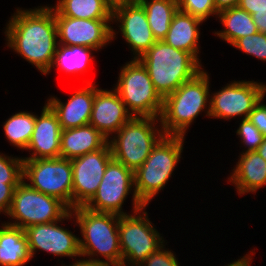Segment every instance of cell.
I'll list each match as a JSON object with an SVG mask.
<instances>
[{
    "label": "cell",
    "mask_w": 266,
    "mask_h": 266,
    "mask_svg": "<svg viewBox=\"0 0 266 266\" xmlns=\"http://www.w3.org/2000/svg\"><path fill=\"white\" fill-rule=\"evenodd\" d=\"M48 5L17 8L3 27L6 47L45 75L58 45L54 9Z\"/></svg>",
    "instance_id": "obj_1"
},
{
    "label": "cell",
    "mask_w": 266,
    "mask_h": 266,
    "mask_svg": "<svg viewBox=\"0 0 266 266\" xmlns=\"http://www.w3.org/2000/svg\"><path fill=\"white\" fill-rule=\"evenodd\" d=\"M210 85L209 73L204 69L163 99L160 122L165 135L185 137L203 112L210 119Z\"/></svg>",
    "instance_id": "obj_2"
},
{
    "label": "cell",
    "mask_w": 266,
    "mask_h": 266,
    "mask_svg": "<svg viewBox=\"0 0 266 266\" xmlns=\"http://www.w3.org/2000/svg\"><path fill=\"white\" fill-rule=\"evenodd\" d=\"M71 212L81 233L80 255L110 266L122 265L118 231L120 215L95 212L84 206L75 207Z\"/></svg>",
    "instance_id": "obj_3"
},
{
    "label": "cell",
    "mask_w": 266,
    "mask_h": 266,
    "mask_svg": "<svg viewBox=\"0 0 266 266\" xmlns=\"http://www.w3.org/2000/svg\"><path fill=\"white\" fill-rule=\"evenodd\" d=\"M139 60L163 99L204 69L191 53L176 49L163 40L156 41Z\"/></svg>",
    "instance_id": "obj_4"
},
{
    "label": "cell",
    "mask_w": 266,
    "mask_h": 266,
    "mask_svg": "<svg viewBox=\"0 0 266 266\" xmlns=\"http://www.w3.org/2000/svg\"><path fill=\"white\" fill-rule=\"evenodd\" d=\"M186 137L165 135L151 150L145 162L134 171L135 192L143 206L165 188L181 162Z\"/></svg>",
    "instance_id": "obj_5"
},
{
    "label": "cell",
    "mask_w": 266,
    "mask_h": 266,
    "mask_svg": "<svg viewBox=\"0 0 266 266\" xmlns=\"http://www.w3.org/2000/svg\"><path fill=\"white\" fill-rule=\"evenodd\" d=\"M164 136L160 118L132 117L108 143L113 159L136 171Z\"/></svg>",
    "instance_id": "obj_6"
},
{
    "label": "cell",
    "mask_w": 266,
    "mask_h": 266,
    "mask_svg": "<svg viewBox=\"0 0 266 266\" xmlns=\"http://www.w3.org/2000/svg\"><path fill=\"white\" fill-rule=\"evenodd\" d=\"M118 80L113 88L133 117L160 118L163 98L156 91L146 67L139 59L120 66Z\"/></svg>",
    "instance_id": "obj_7"
},
{
    "label": "cell",
    "mask_w": 266,
    "mask_h": 266,
    "mask_svg": "<svg viewBox=\"0 0 266 266\" xmlns=\"http://www.w3.org/2000/svg\"><path fill=\"white\" fill-rule=\"evenodd\" d=\"M147 206L119 217L118 231L123 266H139L167 240L150 221ZM162 235V236H161Z\"/></svg>",
    "instance_id": "obj_8"
},
{
    "label": "cell",
    "mask_w": 266,
    "mask_h": 266,
    "mask_svg": "<svg viewBox=\"0 0 266 266\" xmlns=\"http://www.w3.org/2000/svg\"><path fill=\"white\" fill-rule=\"evenodd\" d=\"M71 209L60 199L32 189L22 181L14 191L6 223L22 229L61 220Z\"/></svg>",
    "instance_id": "obj_9"
},
{
    "label": "cell",
    "mask_w": 266,
    "mask_h": 266,
    "mask_svg": "<svg viewBox=\"0 0 266 266\" xmlns=\"http://www.w3.org/2000/svg\"><path fill=\"white\" fill-rule=\"evenodd\" d=\"M132 195V210L135 212L143 207L135 192L134 171L122 163L112 159L104 172V176L93 197L84 207L95 212L130 214L122 208L128 195Z\"/></svg>",
    "instance_id": "obj_10"
},
{
    "label": "cell",
    "mask_w": 266,
    "mask_h": 266,
    "mask_svg": "<svg viewBox=\"0 0 266 266\" xmlns=\"http://www.w3.org/2000/svg\"><path fill=\"white\" fill-rule=\"evenodd\" d=\"M23 181L32 189L60 199L72 209L73 169L70 159H23Z\"/></svg>",
    "instance_id": "obj_11"
},
{
    "label": "cell",
    "mask_w": 266,
    "mask_h": 266,
    "mask_svg": "<svg viewBox=\"0 0 266 266\" xmlns=\"http://www.w3.org/2000/svg\"><path fill=\"white\" fill-rule=\"evenodd\" d=\"M266 96V84L254 80H233L210 93V118L230 120L247 118Z\"/></svg>",
    "instance_id": "obj_12"
},
{
    "label": "cell",
    "mask_w": 266,
    "mask_h": 266,
    "mask_svg": "<svg viewBox=\"0 0 266 266\" xmlns=\"http://www.w3.org/2000/svg\"><path fill=\"white\" fill-rule=\"evenodd\" d=\"M112 40L117 39L120 32L122 39L128 44L132 59H139L155 43L156 39L149 26L145 9L137 0H124L113 7ZM133 54V55H132Z\"/></svg>",
    "instance_id": "obj_13"
},
{
    "label": "cell",
    "mask_w": 266,
    "mask_h": 266,
    "mask_svg": "<svg viewBox=\"0 0 266 266\" xmlns=\"http://www.w3.org/2000/svg\"><path fill=\"white\" fill-rule=\"evenodd\" d=\"M73 219V220H71ZM74 221L71 210L56 222L29 226L25 229L28 248L33 259L37 251L51 253L53 256L80 258L79 237L69 228L63 227V221ZM62 225H61V224Z\"/></svg>",
    "instance_id": "obj_14"
},
{
    "label": "cell",
    "mask_w": 266,
    "mask_h": 266,
    "mask_svg": "<svg viewBox=\"0 0 266 266\" xmlns=\"http://www.w3.org/2000/svg\"><path fill=\"white\" fill-rule=\"evenodd\" d=\"M113 159L109 143L103 148L71 159L72 209L84 206L96 193L108 163Z\"/></svg>",
    "instance_id": "obj_15"
},
{
    "label": "cell",
    "mask_w": 266,
    "mask_h": 266,
    "mask_svg": "<svg viewBox=\"0 0 266 266\" xmlns=\"http://www.w3.org/2000/svg\"><path fill=\"white\" fill-rule=\"evenodd\" d=\"M58 44L84 46L98 52L111 44L112 20L78 19L55 16ZM107 45V46H106Z\"/></svg>",
    "instance_id": "obj_16"
},
{
    "label": "cell",
    "mask_w": 266,
    "mask_h": 266,
    "mask_svg": "<svg viewBox=\"0 0 266 266\" xmlns=\"http://www.w3.org/2000/svg\"><path fill=\"white\" fill-rule=\"evenodd\" d=\"M99 88L95 83V98L89 124L108 140L133 116L128 112L118 92Z\"/></svg>",
    "instance_id": "obj_17"
},
{
    "label": "cell",
    "mask_w": 266,
    "mask_h": 266,
    "mask_svg": "<svg viewBox=\"0 0 266 266\" xmlns=\"http://www.w3.org/2000/svg\"><path fill=\"white\" fill-rule=\"evenodd\" d=\"M84 82L85 86L75 90L65 102L52 95L46 100V104L57 115L61 129L89 124L95 98V82L89 80Z\"/></svg>",
    "instance_id": "obj_18"
},
{
    "label": "cell",
    "mask_w": 266,
    "mask_h": 266,
    "mask_svg": "<svg viewBox=\"0 0 266 266\" xmlns=\"http://www.w3.org/2000/svg\"><path fill=\"white\" fill-rule=\"evenodd\" d=\"M61 126L57 115L44 104L41 114H36L34 130L26 150L29 157L23 159H47L60 157Z\"/></svg>",
    "instance_id": "obj_19"
},
{
    "label": "cell",
    "mask_w": 266,
    "mask_h": 266,
    "mask_svg": "<svg viewBox=\"0 0 266 266\" xmlns=\"http://www.w3.org/2000/svg\"><path fill=\"white\" fill-rule=\"evenodd\" d=\"M238 161L227 176V184L234 185L237 195L256 194L266 186V160L256 151L240 153Z\"/></svg>",
    "instance_id": "obj_20"
},
{
    "label": "cell",
    "mask_w": 266,
    "mask_h": 266,
    "mask_svg": "<svg viewBox=\"0 0 266 266\" xmlns=\"http://www.w3.org/2000/svg\"><path fill=\"white\" fill-rule=\"evenodd\" d=\"M204 22L192 15L177 11L163 41L179 50L191 53L200 63V34Z\"/></svg>",
    "instance_id": "obj_21"
},
{
    "label": "cell",
    "mask_w": 266,
    "mask_h": 266,
    "mask_svg": "<svg viewBox=\"0 0 266 266\" xmlns=\"http://www.w3.org/2000/svg\"><path fill=\"white\" fill-rule=\"evenodd\" d=\"M108 143V139L94 126L62 129L60 135V158L73 159L97 151Z\"/></svg>",
    "instance_id": "obj_22"
},
{
    "label": "cell",
    "mask_w": 266,
    "mask_h": 266,
    "mask_svg": "<svg viewBox=\"0 0 266 266\" xmlns=\"http://www.w3.org/2000/svg\"><path fill=\"white\" fill-rule=\"evenodd\" d=\"M0 266H24L32 260L25 229L0 223Z\"/></svg>",
    "instance_id": "obj_23"
},
{
    "label": "cell",
    "mask_w": 266,
    "mask_h": 266,
    "mask_svg": "<svg viewBox=\"0 0 266 266\" xmlns=\"http://www.w3.org/2000/svg\"><path fill=\"white\" fill-rule=\"evenodd\" d=\"M92 52H98L93 48L84 46H66L58 44L56 53L51 66V69L45 74L49 75L52 69L55 68L57 71L64 72L65 74L78 76L86 74L91 68V62L94 60L95 55Z\"/></svg>",
    "instance_id": "obj_24"
},
{
    "label": "cell",
    "mask_w": 266,
    "mask_h": 266,
    "mask_svg": "<svg viewBox=\"0 0 266 266\" xmlns=\"http://www.w3.org/2000/svg\"><path fill=\"white\" fill-rule=\"evenodd\" d=\"M217 20L223 29L214 31V35L230 46L239 38L258 32L252 16L239 6L218 13Z\"/></svg>",
    "instance_id": "obj_25"
},
{
    "label": "cell",
    "mask_w": 266,
    "mask_h": 266,
    "mask_svg": "<svg viewBox=\"0 0 266 266\" xmlns=\"http://www.w3.org/2000/svg\"><path fill=\"white\" fill-rule=\"evenodd\" d=\"M54 16L78 19L112 20L113 7L105 0H57Z\"/></svg>",
    "instance_id": "obj_26"
},
{
    "label": "cell",
    "mask_w": 266,
    "mask_h": 266,
    "mask_svg": "<svg viewBox=\"0 0 266 266\" xmlns=\"http://www.w3.org/2000/svg\"><path fill=\"white\" fill-rule=\"evenodd\" d=\"M145 9L152 34L162 41L169 31L174 14L178 11L177 0H137Z\"/></svg>",
    "instance_id": "obj_27"
},
{
    "label": "cell",
    "mask_w": 266,
    "mask_h": 266,
    "mask_svg": "<svg viewBox=\"0 0 266 266\" xmlns=\"http://www.w3.org/2000/svg\"><path fill=\"white\" fill-rule=\"evenodd\" d=\"M36 121V112L20 111L12 114L3 123L5 138L18 150H25L31 139Z\"/></svg>",
    "instance_id": "obj_28"
},
{
    "label": "cell",
    "mask_w": 266,
    "mask_h": 266,
    "mask_svg": "<svg viewBox=\"0 0 266 266\" xmlns=\"http://www.w3.org/2000/svg\"><path fill=\"white\" fill-rule=\"evenodd\" d=\"M231 46L261 61H266V34L257 32L237 39Z\"/></svg>",
    "instance_id": "obj_29"
},
{
    "label": "cell",
    "mask_w": 266,
    "mask_h": 266,
    "mask_svg": "<svg viewBox=\"0 0 266 266\" xmlns=\"http://www.w3.org/2000/svg\"><path fill=\"white\" fill-rule=\"evenodd\" d=\"M23 181L22 156L0 152V183H21Z\"/></svg>",
    "instance_id": "obj_30"
},
{
    "label": "cell",
    "mask_w": 266,
    "mask_h": 266,
    "mask_svg": "<svg viewBox=\"0 0 266 266\" xmlns=\"http://www.w3.org/2000/svg\"><path fill=\"white\" fill-rule=\"evenodd\" d=\"M239 121V127H237L235 133L238 136L237 138H240V145L245 148L240 153L256 151L263 142L264 136L248 118L240 119Z\"/></svg>",
    "instance_id": "obj_31"
},
{
    "label": "cell",
    "mask_w": 266,
    "mask_h": 266,
    "mask_svg": "<svg viewBox=\"0 0 266 266\" xmlns=\"http://www.w3.org/2000/svg\"><path fill=\"white\" fill-rule=\"evenodd\" d=\"M178 10L192 15L204 23L213 16L217 19L218 12L215 9L214 0H177Z\"/></svg>",
    "instance_id": "obj_32"
},
{
    "label": "cell",
    "mask_w": 266,
    "mask_h": 266,
    "mask_svg": "<svg viewBox=\"0 0 266 266\" xmlns=\"http://www.w3.org/2000/svg\"><path fill=\"white\" fill-rule=\"evenodd\" d=\"M167 243L151 253L139 266H181L174 251L165 247Z\"/></svg>",
    "instance_id": "obj_33"
},
{
    "label": "cell",
    "mask_w": 266,
    "mask_h": 266,
    "mask_svg": "<svg viewBox=\"0 0 266 266\" xmlns=\"http://www.w3.org/2000/svg\"><path fill=\"white\" fill-rule=\"evenodd\" d=\"M263 99L265 98L259 101L247 118L266 137V103Z\"/></svg>",
    "instance_id": "obj_34"
},
{
    "label": "cell",
    "mask_w": 266,
    "mask_h": 266,
    "mask_svg": "<svg viewBox=\"0 0 266 266\" xmlns=\"http://www.w3.org/2000/svg\"><path fill=\"white\" fill-rule=\"evenodd\" d=\"M20 183H0V215H7L11 207L15 188Z\"/></svg>",
    "instance_id": "obj_35"
},
{
    "label": "cell",
    "mask_w": 266,
    "mask_h": 266,
    "mask_svg": "<svg viewBox=\"0 0 266 266\" xmlns=\"http://www.w3.org/2000/svg\"><path fill=\"white\" fill-rule=\"evenodd\" d=\"M238 6L251 15L256 12L266 13V0H240Z\"/></svg>",
    "instance_id": "obj_36"
},
{
    "label": "cell",
    "mask_w": 266,
    "mask_h": 266,
    "mask_svg": "<svg viewBox=\"0 0 266 266\" xmlns=\"http://www.w3.org/2000/svg\"><path fill=\"white\" fill-rule=\"evenodd\" d=\"M81 258L78 260V258H74L73 260V263L72 264H69V266H110L104 262H101V261H95L93 259H89V258H85L83 256H80ZM61 266H68V265H65V263Z\"/></svg>",
    "instance_id": "obj_37"
},
{
    "label": "cell",
    "mask_w": 266,
    "mask_h": 266,
    "mask_svg": "<svg viewBox=\"0 0 266 266\" xmlns=\"http://www.w3.org/2000/svg\"><path fill=\"white\" fill-rule=\"evenodd\" d=\"M255 249L250 250V252H247L243 256H241L237 260H233L231 263L226 264L225 266H250L252 265V257L256 254L254 251Z\"/></svg>",
    "instance_id": "obj_38"
},
{
    "label": "cell",
    "mask_w": 266,
    "mask_h": 266,
    "mask_svg": "<svg viewBox=\"0 0 266 266\" xmlns=\"http://www.w3.org/2000/svg\"><path fill=\"white\" fill-rule=\"evenodd\" d=\"M257 26L258 32L266 34V13H254L251 15Z\"/></svg>",
    "instance_id": "obj_39"
},
{
    "label": "cell",
    "mask_w": 266,
    "mask_h": 266,
    "mask_svg": "<svg viewBox=\"0 0 266 266\" xmlns=\"http://www.w3.org/2000/svg\"><path fill=\"white\" fill-rule=\"evenodd\" d=\"M240 0H214L215 9L219 13L223 10L239 5Z\"/></svg>",
    "instance_id": "obj_40"
},
{
    "label": "cell",
    "mask_w": 266,
    "mask_h": 266,
    "mask_svg": "<svg viewBox=\"0 0 266 266\" xmlns=\"http://www.w3.org/2000/svg\"><path fill=\"white\" fill-rule=\"evenodd\" d=\"M256 152L266 160V137H264L263 142L260 144Z\"/></svg>",
    "instance_id": "obj_41"
},
{
    "label": "cell",
    "mask_w": 266,
    "mask_h": 266,
    "mask_svg": "<svg viewBox=\"0 0 266 266\" xmlns=\"http://www.w3.org/2000/svg\"><path fill=\"white\" fill-rule=\"evenodd\" d=\"M105 1H107L112 7H115L124 0H105Z\"/></svg>",
    "instance_id": "obj_42"
}]
</instances>
